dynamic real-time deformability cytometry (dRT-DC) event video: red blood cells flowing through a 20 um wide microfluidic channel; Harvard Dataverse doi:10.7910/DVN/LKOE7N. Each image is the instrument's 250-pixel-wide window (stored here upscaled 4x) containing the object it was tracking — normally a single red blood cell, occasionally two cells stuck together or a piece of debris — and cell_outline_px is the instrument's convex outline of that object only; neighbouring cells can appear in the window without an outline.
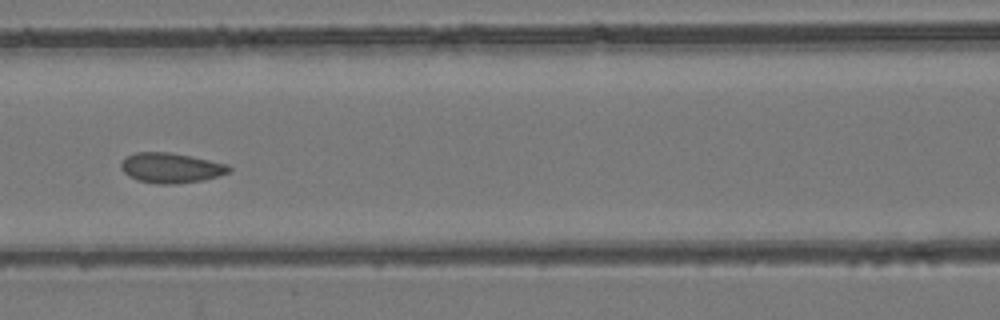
{"species": "common noctule bat (a hibernating species)", "species_latin": "Nyctalus noctula", "temperature_condition": "room temperature", "stored_images_in_passage": 13, "camera_frame_rate_fps": 3000, "um_per_image_px": 0.085, "animal": {"sex": "female", "body_mass_g": 24.6, "forearm_length_mm": 56.2}, "frame": {"image": 1, "passage_image": 5, "time_ms": 5.667, "image_size_px": [1000, 320], "cell_outline_px": [[232, 168], [228, 172], [204, 180], [176, 184], [160, 184], [136, 180], [128, 176], [120, 168], [120, 164], [128, 156], [136, 152], [168, 152], [228, 164]], "centroid_in_image_um": [14.5, 14.28], "position_along_channel_um": 152.1, "area_um2": 18.73}}
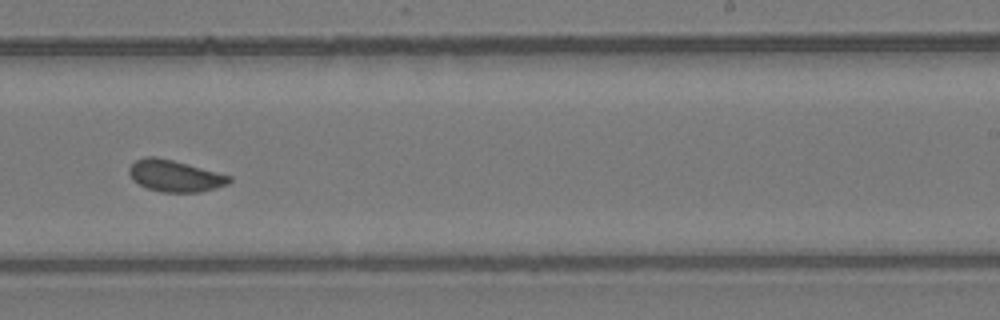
{"frame": {"image": 2, "passage_image": 8, "time_ms": 9.0, "image_size_px": [1000, 320], "cell_outline_px": [[232, 180], [228, 184], [216, 188], [200, 192], [160, 192], [148, 188], [132, 180], [128, 172], [128, 168], [136, 160], [144, 156], [156, 156], [172, 160], [232, 176]], "centroid_in_image_um": [14.86, 14.95], "position_along_channel_um": 274.1, "area_um2": 18.44}}
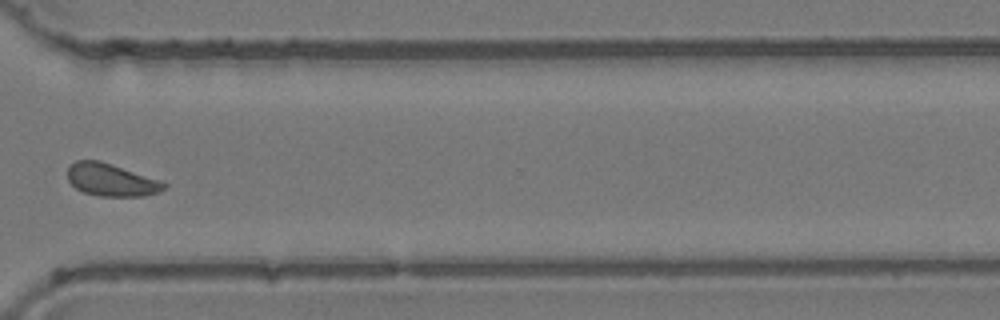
{"frame": {"image": 3, "passage_image": 10, "time_ms": 11.333, "image_size_px": [1000, 320], "cell_outline_px": [[168, 184], [160, 192], [144, 196], [100, 196], [84, 192], [76, 188], [68, 180], [68, 168], [76, 160], [100, 160], [160, 180]], "centroid_in_image_um": [9.47, 15.29], "position_along_channel_um": 361.1, "area_um2": 18.21}}